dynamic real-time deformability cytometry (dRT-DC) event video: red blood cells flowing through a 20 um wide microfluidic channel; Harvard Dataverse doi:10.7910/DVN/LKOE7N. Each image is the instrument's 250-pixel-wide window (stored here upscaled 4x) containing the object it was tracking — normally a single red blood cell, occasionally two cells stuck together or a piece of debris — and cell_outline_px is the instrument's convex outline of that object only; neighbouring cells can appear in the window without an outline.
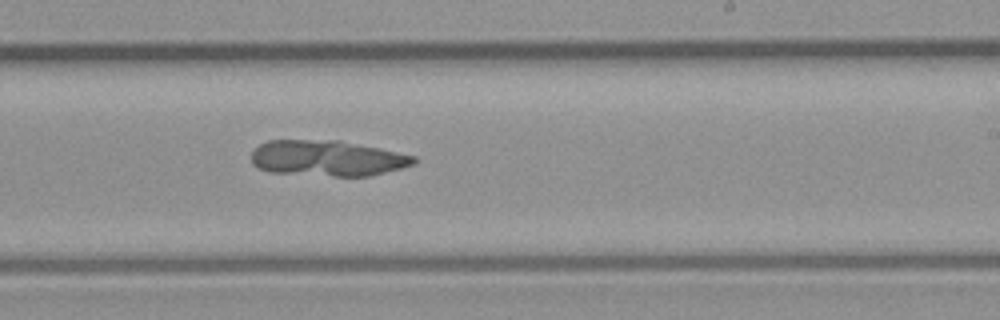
{"species": "common noctule bat (a hibernating species)", "species_latin": "Nyctalus noctula", "temperature_condition": "room temperature", "stored_images_in_passage": 33, "camera_frame_rate_fps": 3000, "um_per_image_px": 0.085, "animal": {"sex": "male", "body_mass_g": 23.1, "forearm_length_mm": 52.7}, "frame": {"image": 1, "passage_image": 19, "time_ms": 6.0, "image_size_px": [1000, 320], "cell_outline_px": [[416, 164], [368, 176], [336, 176], [268, 172], [256, 168], [252, 164], [252, 152], [260, 144], [268, 140], [340, 140], [380, 148], [416, 156]], "centroid_in_image_um": [27.81, 13.44], "position_along_channel_um": 261.2, "area_um2": 33.93}}
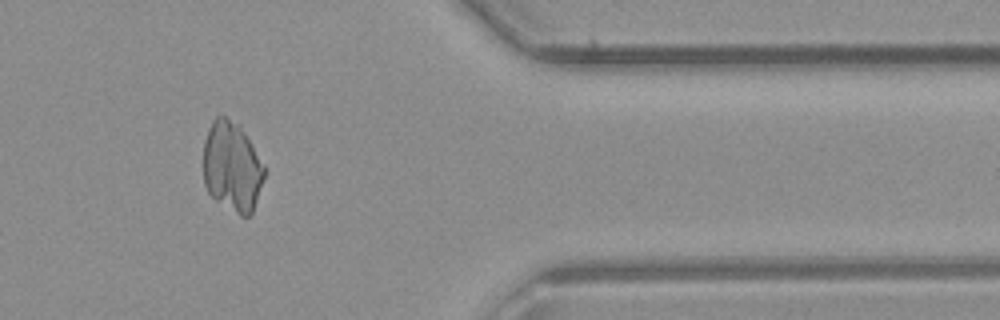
{"frame": {"image": 2, "passage_image": 28, "time_ms": 9.0, "image_size_px": [1000, 320], "cell_outline_px": [[264, 176], [252, 212], [248, 216], [240, 216], [216, 200], [208, 192], [204, 184], [204, 140], [208, 128], [212, 120], [216, 116], [224, 116], [240, 124], [264, 164]], "centroid_in_image_um": [19.71, 14.14], "position_along_channel_um": 391.7, "area_um2": 31.91}}